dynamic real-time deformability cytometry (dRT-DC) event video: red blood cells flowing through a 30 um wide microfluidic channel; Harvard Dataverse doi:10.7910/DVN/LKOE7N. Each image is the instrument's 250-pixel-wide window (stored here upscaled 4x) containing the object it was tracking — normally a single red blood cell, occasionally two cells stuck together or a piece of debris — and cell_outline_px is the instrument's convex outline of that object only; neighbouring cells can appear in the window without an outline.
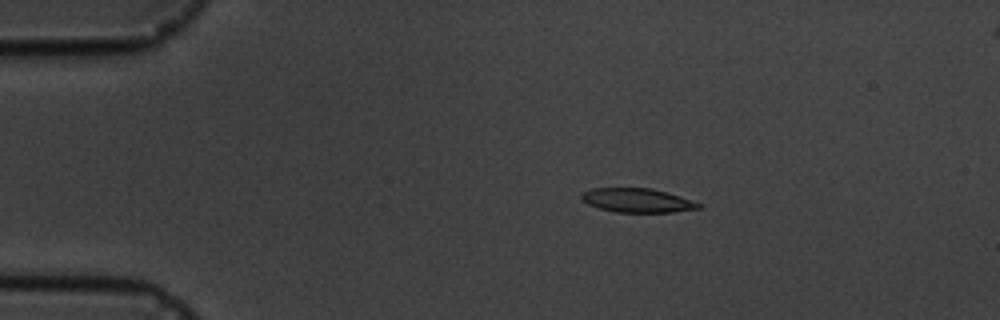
{"species": "common noctule bat (a hibernating species)", "species_latin": "Nyctalus noctula", "temperature_condition": "cold", "stored_images_in_passage": 4, "segment_of_instrument_passage": [1, 2], "camera_frame_rate_fps": 3000, "um_per_image_px": 0.085, "animal": {"sex": "male", "body_mass_g": 19.5, "forearm_length_mm": 54.6}, "frame": {"image": 1, "passage_image": 2, "time_ms": 1.0, "image_size_px": [1000, 320], "cell_outline_px": [[700, 208], [672, 212], [616, 212], [600, 208], [588, 204], [580, 196], [584, 192], [592, 188], [652, 188], [668, 192], [692, 200], [700, 204]], "centroid_in_image_um": [54.18, 17.02], "position_along_channel_um": 30.8, "area_um2": 16.24}}